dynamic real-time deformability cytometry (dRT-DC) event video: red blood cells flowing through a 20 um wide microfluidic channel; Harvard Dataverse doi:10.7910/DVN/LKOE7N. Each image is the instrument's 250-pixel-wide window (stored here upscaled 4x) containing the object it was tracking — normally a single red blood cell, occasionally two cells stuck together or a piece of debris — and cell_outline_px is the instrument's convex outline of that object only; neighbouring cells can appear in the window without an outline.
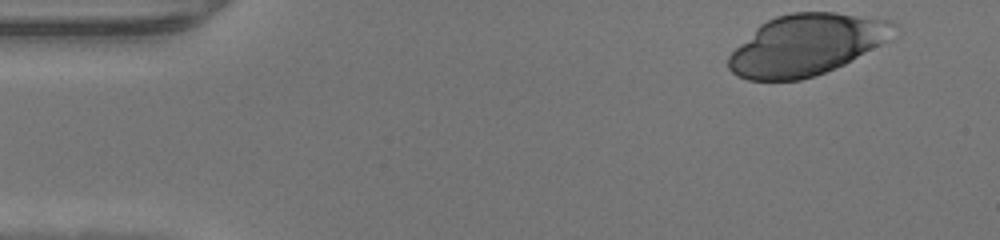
{"species": "human", "species_latin": "Homo sapiens", "temperature_condition": "warm", "stored_images_in_passage": 44, "camera_frame_rate_fps": 3000, "um_per_image_px": 0.085, "donor": {"sex": "male"}, "frame": {"image": 1, "passage_image": 1, "time_ms": 0.0, "image_size_px": [1000, 240], "cell_outline_px": [[904, 32], [900, 36], [844, 64], [824, 72], [800, 80], [748, 80], [736, 76], [728, 68], [728, 56], [760, 24], [776, 16], [792, 12], [836, 12], [892, 20]], "centroid_in_image_um": [68.67, 3.79], "position_along_channel_um": 16.3, "area_um2": 59.48}}